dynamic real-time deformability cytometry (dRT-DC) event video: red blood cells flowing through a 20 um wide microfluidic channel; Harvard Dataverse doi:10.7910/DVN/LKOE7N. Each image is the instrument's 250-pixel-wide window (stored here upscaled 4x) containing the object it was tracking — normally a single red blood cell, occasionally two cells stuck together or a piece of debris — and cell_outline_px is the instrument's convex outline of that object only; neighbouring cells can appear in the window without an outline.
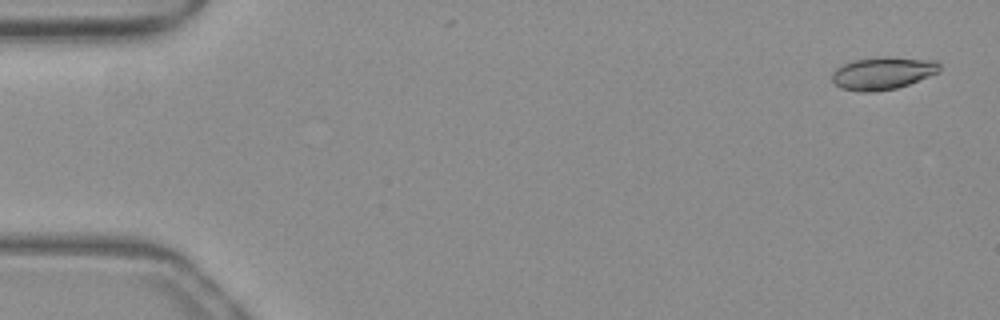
{"species": "common noctule bat (a hibernating species)", "species_latin": "Nyctalus noctula", "temperature_condition": "warm", "stored_images_in_passage": 52, "camera_frame_rate_fps": 3000, "um_per_image_px": 0.085, "animal": {"sex": "female", "body_mass_g": 19.3, "forearm_length_mm": 54.1}, "frame": {"image": 1, "passage_image": 2, "time_ms": 0.333, "image_size_px": [1000, 320], "cell_outline_px": [[940, 72], [908, 84], [896, 88], [876, 92], [860, 92], [840, 88], [832, 80], [832, 72], [836, 68], [844, 64], [856, 60], [884, 56], [888, 56], [936, 60], [940, 64]], "centroid_in_image_um": [75.05, 6.22], "position_along_channel_um": 9.9, "area_um2": 20.52}}
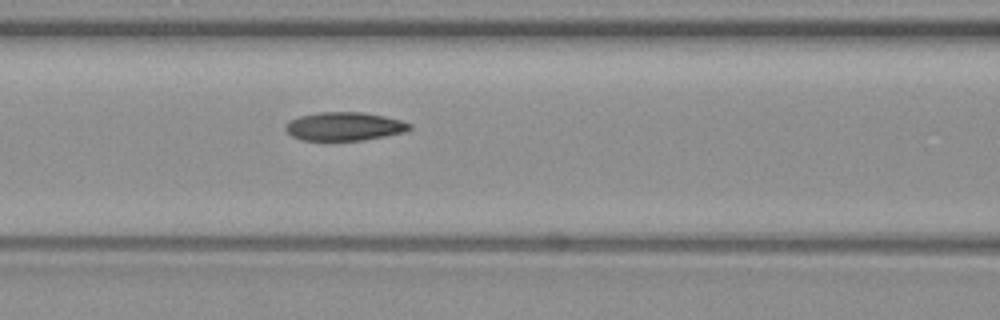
{"frame": {"image": 2, "passage_image": 22, "time_ms": 7.0, "image_size_px": [1000, 320], "cell_outline_px": [[412, 128], [404, 132], [384, 136], [360, 140], [300, 140], [292, 136], [284, 128], [292, 120], [300, 116], [320, 112], [364, 112], [384, 116], [400, 120], [412, 124]], "centroid_in_image_um": [29.29, 10.74], "position_along_channel_um": 137.3, "area_um2": 20.35}}
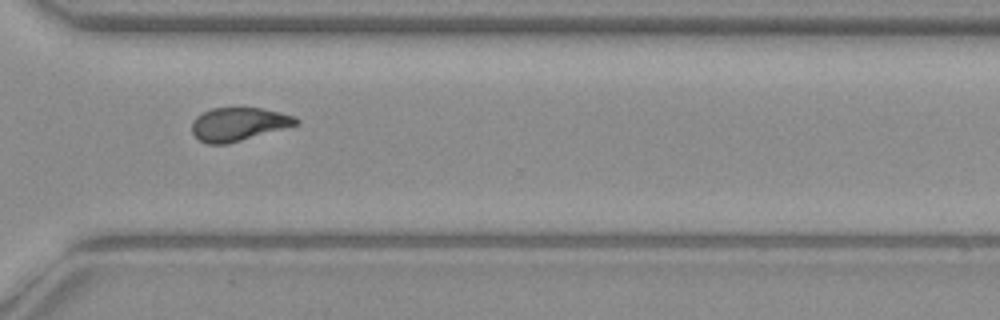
{"frame": {"image": 3, "passage_image": 38, "time_ms": 12.333, "image_size_px": [1000, 320], "cell_outline_px": [[300, 124], [228, 144], [208, 144], [200, 140], [192, 132], [192, 120], [196, 116], [212, 108], [260, 108], [280, 112], [296, 116], [300, 120]], "centroid_in_image_um": [20.3, 10.55], "position_along_channel_um": 350.3, "area_um2": 20.29}, "authors_computed_cell_mechanics": {"area_um2": 20.5768, "velocity_mm_per_s": 3.9938, "shape_relaxation_time_tau1_ms": 6.3564, "shape_relaxation_time_tau2_ms": 1.9625, "deformation_change_tau1": 0.2063, "deformation_change_tau2": 0.0795}}